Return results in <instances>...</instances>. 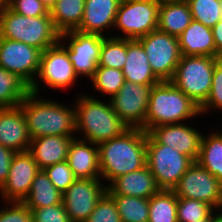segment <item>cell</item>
I'll return each instance as SVG.
<instances>
[{
    "mask_svg": "<svg viewBox=\"0 0 222 222\" xmlns=\"http://www.w3.org/2000/svg\"><path fill=\"white\" fill-rule=\"evenodd\" d=\"M147 132L129 128L121 136L98 144L101 180L115 179L146 166Z\"/></svg>",
    "mask_w": 222,
    "mask_h": 222,
    "instance_id": "obj_1",
    "label": "cell"
},
{
    "mask_svg": "<svg viewBox=\"0 0 222 222\" xmlns=\"http://www.w3.org/2000/svg\"><path fill=\"white\" fill-rule=\"evenodd\" d=\"M30 92L20 103L31 139L49 135L76 137L75 107Z\"/></svg>",
    "mask_w": 222,
    "mask_h": 222,
    "instance_id": "obj_2",
    "label": "cell"
},
{
    "mask_svg": "<svg viewBox=\"0 0 222 222\" xmlns=\"http://www.w3.org/2000/svg\"><path fill=\"white\" fill-rule=\"evenodd\" d=\"M75 97V132L82 140L100 144L121 136L129 129L113 110L110 101L104 103L95 97L79 94Z\"/></svg>",
    "mask_w": 222,
    "mask_h": 222,
    "instance_id": "obj_3",
    "label": "cell"
},
{
    "mask_svg": "<svg viewBox=\"0 0 222 222\" xmlns=\"http://www.w3.org/2000/svg\"><path fill=\"white\" fill-rule=\"evenodd\" d=\"M199 106L171 81H161L150 92L145 132L161 125L183 123L200 116Z\"/></svg>",
    "mask_w": 222,
    "mask_h": 222,
    "instance_id": "obj_4",
    "label": "cell"
},
{
    "mask_svg": "<svg viewBox=\"0 0 222 222\" xmlns=\"http://www.w3.org/2000/svg\"><path fill=\"white\" fill-rule=\"evenodd\" d=\"M51 16L26 17L0 5V37L23 42L42 52L60 41Z\"/></svg>",
    "mask_w": 222,
    "mask_h": 222,
    "instance_id": "obj_5",
    "label": "cell"
},
{
    "mask_svg": "<svg viewBox=\"0 0 222 222\" xmlns=\"http://www.w3.org/2000/svg\"><path fill=\"white\" fill-rule=\"evenodd\" d=\"M219 59L182 55L171 82L200 107L209 96L215 63Z\"/></svg>",
    "mask_w": 222,
    "mask_h": 222,
    "instance_id": "obj_6",
    "label": "cell"
},
{
    "mask_svg": "<svg viewBox=\"0 0 222 222\" xmlns=\"http://www.w3.org/2000/svg\"><path fill=\"white\" fill-rule=\"evenodd\" d=\"M193 162L177 149L159 144L147 133L146 165L160 189L173 190Z\"/></svg>",
    "mask_w": 222,
    "mask_h": 222,
    "instance_id": "obj_7",
    "label": "cell"
},
{
    "mask_svg": "<svg viewBox=\"0 0 222 222\" xmlns=\"http://www.w3.org/2000/svg\"><path fill=\"white\" fill-rule=\"evenodd\" d=\"M66 42L59 41L42 52L37 74L38 79L30 86V92L39 94L42 82L44 86L46 85V87L53 90H66V88L69 89V87L75 86L79 77L76 75L70 61L65 47ZM39 80H41V83Z\"/></svg>",
    "mask_w": 222,
    "mask_h": 222,
    "instance_id": "obj_8",
    "label": "cell"
},
{
    "mask_svg": "<svg viewBox=\"0 0 222 222\" xmlns=\"http://www.w3.org/2000/svg\"><path fill=\"white\" fill-rule=\"evenodd\" d=\"M159 6L160 3L155 0L120 2L113 28H117L122 34L112 37L138 40L157 30Z\"/></svg>",
    "mask_w": 222,
    "mask_h": 222,
    "instance_id": "obj_9",
    "label": "cell"
},
{
    "mask_svg": "<svg viewBox=\"0 0 222 222\" xmlns=\"http://www.w3.org/2000/svg\"><path fill=\"white\" fill-rule=\"evenodd\" d=\"M138 40L144 48L154 75L160 81H171L182 56L178 37L157 29Z\"/></svg>",
    "mask_w": 222,
    "mask_h": 222,
    "instance_id": "obj_10",
    "label": "cell"
},
{
    "mask_svg": "<svg viewBox=\"0 0 222 222\" xmlns=\"http://www.w3.org/2000/svg\"><path fill=\"white\" fill-rule=\"evenodd\" d=\"M173 191L179 198L203 201L222 211V183L197 162L187 169Z\"/></svg>",
    "mask_w": 222,
    "mask_h": 222,
    "instance_id": "obj_11",
    "label": "cell"
},
{
    "mask_svg": "<svg viewBox=\"0 0 222 222\" xmlns=\"http://www.w3.org/2000/svg\"><path fill=\"white\" fill-rule=\"evenodd\" d=\"M105 37L99 34L70 30L60 34V41L69 40L65 45L74 71L79 77L91 79L97 70L100 50Z\"/></svg>",
    "mask_w": 222,
    "mask_h": 222,
    "instance_id": "obj_12",
    "label": "cell"
},
{
    "mask_svg": "<svg viewBox=\"0 0 222 222\" xmlns=\"http://www.w3.org/2000/svg\"><path fill=\"white\" fill-rule=\"evenodd\" d=\"M154 85L125 82L118 93L109 99L113 110L127 127L145 131V117Z\"/></svg>",
    "mask_w": 222,
    "mask_h": 222,
    "instance_id": "obj_13",
    "label": "cell"
},
{
    "mask_svg": "<svg viewBox=\"0 0 222 222\" xmlns=\"http://www.w3.org/2000/svg\"><path fill=\"white\" fill-rule=\"evenodd\" d=\"M41 54L36 47L0 37V67L17 74L29 86L37 79Z\"/></svg>",
    "mask_w": 222,
    "mask_h": 222,
    "instance_id": "obj_14",
    "label": "cell"
},
{
    "mask_svg": "<svg viewBox=\"0 0 222 222\" xmlns=\"http://www.w3.org/2000/svg\"><path fill=\"white\" fill-rule=\"evenodd\" d=\"M101 179H76L63 193L62 203L71 222H85L107 191Z\"/></svg>",
    "mask_w": 222,
    "mask_h": 222,
    "instance_id": "obj_15",
    "label": "cell"
},
{
    "mask_svg": "<svg viewBox=\"0 0 222 222\" xmlns=\"http://www.w3.org/2000/svg\"><path fill=\"white\" fill-rule=\"evenodd\" d=\"M39 171L40 168L29 151L16 152L9 168L7 181L0 189L2 202H23Z\"/></svg>",
    "mask_w": 222,
    "mask_h": 222,
    "instance_id": "obj_16",
    "label": "cell"
},
{
    "mask_svg": "<svg viewBox=\"0 0 222 222\" xmlns=\"http://www.w3.org/2000/svg\"><path fill=\"white\" fill-rule=\"evenodd\" d=\"M159 144L169 145L179 153L190 157L196 162L201 147L203 133L187 125V123H177L161 125L152 128L148 132Z\"/></svg>",
    "mask_w": 222,
    "mask_h": 222,
    "instance_id": "obj_17",
    "label": "cell"
},
{
    "mask_svg": "<svg viewBox=\"0 0 222 222\" xmlns=\"http://www.w3.org/2000/svg\"><path fill=\"white\" fill-rule=\"evenodd\" d=\"M31 137L20 106L0 108V144L16 152L29 151Z\"/></svg>",
    "mask_w": 222,
    "mask_h": 222,
    "instance_id": "obj_18",
    "label": "cell"
},
{
    "mask_svg": "<svg viewBox=\"0 0 222 222\" xmlns=\"http://www.w3.org/2000/svg\"><path fill=\"white\" fill-rule=\"evenodd\" d=\"M67 162L76 179H101L97 144L73 138L68 148Z\"/></svg>",
    "mask_w": 222,
    "mask_h": 222,
    "instance_id": "obj_19",
    "label": "cell"
},
{
    "mask_svg": "<svg viewBox=\"0 0 222 222\" xmlns=\"http://www.w3.org/2000/svg\"><path fill=\"white\" fill-rule=\"evenodd\" d=\"M119 4V0H85L83 19L76 30L109 37L106 31L113 29Z\"/></svg>",
    "mask_w": 222,
    "mask_h": 222,
    "instance_id": "obj_20",
    "label": "cell"
},
{
    "mask_svg": "<svg viewBox=\"0 0 222 222\" xmlns=\"http://www.w3.org/2000/svg\"><path fill=\"white\" fill-rule=\"evenodd\" d=\"M110 195H126L149 199L156 194L158 187L148 166L115 178L107 187Z\"/></svg>",
    "mask_w": 222,
    "mask_h": 222,
    "instance_id": "obj_21",
    "label": "cell"
},
{
    "mask_svg": "<svg viewBox=\"0 0 222 222\" xmlns=\"http://www.w3.org/2000/svg\"><path fill=\"white\" fill-rule=\"evenodd\" d=\"M75 137L49 135L31 139L29 152L40 170L67 160L70 142Z\"/></svg>",
    "mask_w": 222,
    "mask_h": 222,
    "instance_id": "obj_22",
    "label": "cell"
},
{
    "mask_svg": "<svg viewBox=\"0 0 222 222\" xmlns=\"http://www.w3.org/2000/svg\"><path fill=\"white\" fill-rule=\"evenodd\" d=\"M122 72L129 83L147 85L161 82L152 72L141 42L136 39H127V58Z\"/></svg>",
    "mask_w": 222,
    "mask_h": 222,
    "instance_id": "obj_23",
    "label": "cell"
},
{
    "mask_svg": "<svg viewBox=\"0 0 222 222\" xmlns=\"http://www.w3.org/2000/svg\"><path fill=\"white\" fill-rule=\"evenodd\" d=\"M178 42L182 55L216 57L212 29L201 22L192 20L178 37Z\"/></svg>",
    "mask_w": 222,
    "mask_h": 222,
    "instance_id": "obj_24",
    "label": "cell"
},
{
    "mask_svg": "<svg viewBox=\"0 0 222 222\" xmlns=\"http://www.w3.org/2000/svg\"><path fill=\"white\" fill-rule=\"evenodd\" d=\"M191 21L192 14L186 0L160 3L158 30L179 37Z\"/></svg>",
    "mask_w": 222,
    "mask_h": 222,
    "instance_id": "obj_25",
    "label": "cell"
},
{
    "mask_svg": "<svg viewBox=\"0 0 222 222\" xmlns=\"http://www.w3.org/2000/svg\"><path fill=\"white\" fill-rule=\"evenodd\" d=\"M203 134L196 162L222 183V129Z\"/></svg>",
    "mask_w": 222,
    "mask_h": 222,
    "instance_id": "obj_26",
    "label": "cell"
},
{
    "mask_svg": "<svg viewBox=\"0 0 222 222\" xmlns=\"http://www.w3.org/2000/svg\"><path fill=\"white\" fill-rule=\"evenodd\" d=\"M63 194L53 185L44 170H40L32 182L23 203L32 210L62 203Z\"/></svg>",
    "mask_w": 222,
    "mask_h": 222,
    "instance_id": "obj_27",
    "label": "cell"
},
{
    "mask_svg": "<svg viewBox=\"0 0 222 222\" xmlns=\"http://www.w3.org/2000/svg\"><path fill=\"white\" fill-rule=\"evenodd\" d=\"M84 8L85 0H57L49 14L56 29L63 33L80 26Z\"/></svg>",
    "mask_w": 222,
    "mask_h": 222,
    "instance_id": "obj_28",
    "label": "cell"
},
{
    "mask_svg": "<svg viewBox=\"0 0 222 222\" xmlns=\"http://www.w3.org/2000/svg\"><path fill=\"white\" fill-rule=\"evenodd\" d=\"M30 93V86L17 74L0 67V108L17 107Z\"/></svg>",
    "mask_w": 222,
    "mask_h": 222,
    "instance_id": "obj_29",
    "label": "cell"
},
{
    "mask_svg": "<svg viewBox=\"0 0 222 222\" xmlns=\"http://www.w3.org/2000/svg\"><path fill=\"white\" fill-rule=\"evenodd\" d=\"M148 222H178L177 196L173 190L160 189L149 198Z\"/></svg>",
    "mask_w": 222,
    "mask_h": 222,
    "instance_id": "obj_30",
    "label": "cell"
},
{
    "mask_svg": "<svg viewBox=\"0 0 222 222\" xmlns=\"http://www.w3.org/2000/svg\"><path fill=\"white\" fill-rule=\"evenodd\" d=\"M111 196L122 222H148L149 199L126 195Z\"/></svg>",
    "mask_w": 222,
    "mask_h": 222,
    "instance_id": "obj_31",
    "label": "cell"
},
{
    "mask_svg": "<svg viewBox=\"0 0 222 222\" xmlns=\"http://www.w3.org/2000/svg\"><path fill=\"white\" fill-rule=\"evenodd\" d=\"M127 58V39L110 35L103 39L98 66L122 70Z\"/></svg>",
    "mask_w": 222,
    "mask_h": 222,
    "instance_id": "obj_32",
    "label": "cell"
},
{
    "mask_svg": "<svg viewBox=\"0 0 222 222\" xmlns=\"http://www.w3.org/2000/svg\"><path fill=\"white\" fill-rule=\"evenodd\" d=\"M91 84L94 91L103 93V95H109L110 98L114 96L123 84L126 82L122 70L98 66L96 72L91 78Z\"/></svg>",
    "mask_w": 222,
    "mask_h": 222,
    "instance_id": "obj_33",
    "label": "cell"
},
{
    "mask_svg": "<svg viewBox=\"0 0 222 222\" xmlns=\"http://www.w3.org/2000/svg\"><path fill=\"white\" fill-rule=\"evenodd\" d=\"M192 20L201 22L206 27L212 28L221 19V3L220 0H186Z\"/></svg>",
    "mask_w": 222,
    "mask_h": 222,
    "instance_id": "obj_34",
    "label": "cell"
},
{
    "mask_svg": "<svg viewBox=\"0 0 222 222\" xmlns=\"http://www.w3.org/2000/svg\"><path fill=\"white\" fill-rule=\"evenodd\" d=\"M215 209L199 200L177 197V221L195 222L208 218Z\"/></svg>",
    "mask_w": 222,
    "mask_h": 222,
    "instance_id": "obj_35",
    "label": "cell"
},
{
    "mask_svg": "<svg viewBox=\"0 0 222 222\" xmlns=\"http://www.w3.org/2000/svg\"><path fill=\"white\" fill-rule=\"evenodd\" d=\"M85 222H122L113 197L106 191Z\"/></svg>",
    "mask_w": 222,
    "mask_h": 222,
    "instance_id": "obj_36",
    "label": "cell"
},
{
    "mask_svg": "<svg viewBox=\"0 0 222 222\" xmlns=\"http://www.w3.org/2000/svg\"><path fill=\"white\" fill-rule=\"evenodd\" d=\"M199 108L201 115L211 112V109L222 110V58L215 63L209 96Z\"/></svg>",
    "mask_w": 222,
    "mask_h": 222,
    "instance_id": "obj_37",
    "label": "cell"
},
{
    "mask_svg": "<svg viewBox=\"0 0 222 222\" xmlns=\"http://www.w3.org/2000/svg\"><path fill=\"white\" fill-rule=\"evenodd\" d=\"M53 185L63 194L76 180L67 160L44 169Z\"/></svg>",
    "mask_w": 222,
    "mask_h": 222,
    "instance_id": "obj_38",
    "label": "cell"
},
{
    "mask_svg": "<svg viewBox=\"0 0 222 222\" xmlns=\"http://www.w3.org/2000/svg\"><path fill=\"white\" fill-rule=\"evenodd\" d=\"M3 203L5 207H0V222H34L31 210L23 202Z\"/></svg>",
    "mask_w": 222,
    "mask_h": 222,
    "instance_id": "obj_39",
    "label": "cell"
},
{
    "mask_svg": "<svg viewBox=\"0 0 222 222\" xmlns=\"http://www.w3.org/2000/svg\"><path fill=\"white\" fill-rule=\"evenodd\" d=\"M6 5L12 11L26 17L50 16L40 0H9Z\"/></svg>",
    "mask_w": 222,
    "mask_h": 222,
    "instance_id": "obj_40",
    "label": "cell"
},
{
    "mask_svg": "<svg viewBox=\"0 0 222 222\" xmlns=\"http://www.w3.org/2000/svg\"><path fill=\"white\" fill-rule=\"evenodd\" d=\"M34 222H71L63 203L31 210Z\"/></svg>",
    "mask_w": 222,
    "mask_h": 222,
    "instance_id": "obj_41",
    "label": "cell"
},
{
    "mask_svg": "<svg viewBox=\"0 0 222 222\" xmlns=\"http://www.w3.org/2000/svg\"><path fill=\"white\" fill-rule=\"evenodd\" d=\"M15 152L0 144V189L7 181L9 168Z\"/></svg>",
    "mask_w": 222,
    "mask_h": 222,
    "instance_id": "obj_42",
    "label": "cell"
},
{
    "mask_svg": "<svg viewBox=\"0 0 222 222\" xmlns=\"http://www.w3.org/2000/svg\"><path fill=\"white\" fill-rule=\"evenodd\" d=\"M216 58H222V19L212 28Z\"/></svg>",
    "mask_w": 222,
    "mask_h": 222,
    "instance_id": "obj_43",
    "label": "cell"
},
{
    "mask_svg": "<svg viewBox=\"0 0 222 222\" xmlns=\"http://www.w3.org/2000/svg\"><path fill=\"white\" fill-rule=\"evenodd\" d=\"M45 8L50 11L57 0H40Z\"/></svg>",
    "mask_w": 222,
    "mask_h": 222,
    "instance_id": "obj_44",
    "label": "cell"
},
{
    "mask_svg": "<svg viewBox=\"0 0 222 222\" xmlns=\"http://www.w3.org/2000/svg\"><path fill=\"white\" fill-rule=\"evenodd\" d=\"M211 222H222V211L215 210V212L212 213V221Z\"/></svg>",
    "mask_w": 222,
    "mask_h": 222,
    "instance_id": "obj_45",
    "label": "cell"
},
{
    "mask_svg": "<svg viewBox=\"0 0 222 222\" xmlns=\"http://www.w3.org/2000/svg\"><path fill=\"white\" fill-rule=\"evenodd\" d=\"M211 221H212V214L206 219L196 220L195 222H211Z\"/></svg>",
    "mask_w": 222,
    "mask_h": 222,
    "instance_id": "obj_46",
    "label": "cell"
},
{
    "mask_svg": "<svg viewBox=\"0 0 222 222\" xmlns=\"http://www.w3.org/2000/svg\"><path fill=\"white\" fill-rule=\"evenodd\" d=\"M158 3H165V2H176V1H185V0H155Z\"/></svg>",
    "mask_w": 222,
    "mask_h": 222,
    "instance_id": "obj_47",
    "label": "cell"
},
{
    "mask_svg": "<svg viewBox=\"0 0 222 222\" xmlns=\"http://www.w3.org/2000/svg\"><path fill=\"white\" fill-rule=\"evenodd\" d=\"M9 0H0V5H4L8 2Z\"/></svg>",
    "mask_w": 222,
    "mask_h": 222,
    "instance_id": "obj_48",
    "label": "cell"
},
{
    "mask_svg": "<svg viewBox=\"0 0 222 222\" xmlns=\"http://www.w3.org/2000/svg\"><path fill=\"white\" fill-rule=\"evenodd\" d=\"M220 3H221V7H222V0H220ZM222 9V8H221ZM221 16H222V10H221Z\"/></svg>",
    "mask_w": 222,
    "mask_h": 222,
    "instance_id": "obj_49",
    "label": "cell"
}]
</instances>
